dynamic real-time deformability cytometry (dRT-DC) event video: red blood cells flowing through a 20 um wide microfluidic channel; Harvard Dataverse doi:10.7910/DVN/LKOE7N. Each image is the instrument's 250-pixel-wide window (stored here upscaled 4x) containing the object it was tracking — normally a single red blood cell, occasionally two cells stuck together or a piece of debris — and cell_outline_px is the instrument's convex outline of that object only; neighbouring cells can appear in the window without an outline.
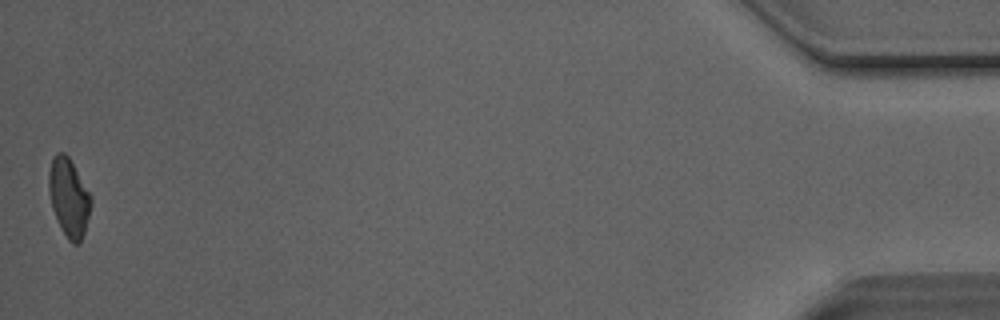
{"species": "Egyptian fruit bat (a non-hibernating species)", "species_latin": "Rousettus aegyptiacus", "temperature_condition": "room temperature", "stored_images_in_passage": 24, "camera_frame_rate_fps": 3000, "um_per_image_px": 0.085, "animal": {"sex": "male"}, "frame": {"image": 1, "passage_image": 24, "time_ms": 7.667, "image_size_px": [1000, 320], "cell_outline_px": [[92, 200], [84, 232], [80, 240], [76, 244], [72, 244], [68, 240], [60, 228], [52, 208], [48, 192], [48, 172], [52, 156], [56, 152], [64, 152], [68, 156], [92, 196]], "centroid_in_image_um": [5.82, 16.75], "position_along_channel_um": 429.4, "area_um2": 19.31}}